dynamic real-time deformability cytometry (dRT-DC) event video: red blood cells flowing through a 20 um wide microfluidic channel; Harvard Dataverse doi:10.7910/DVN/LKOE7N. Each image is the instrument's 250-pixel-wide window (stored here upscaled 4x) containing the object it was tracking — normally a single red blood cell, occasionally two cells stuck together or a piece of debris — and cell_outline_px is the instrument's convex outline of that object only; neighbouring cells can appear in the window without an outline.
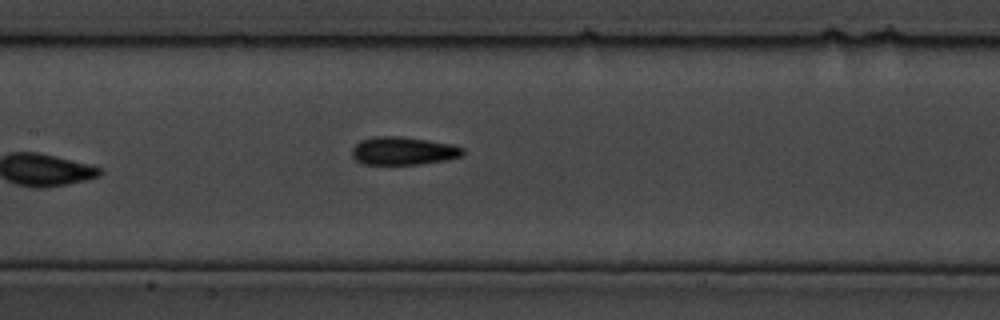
{"species": "common noctule bat (a hibernating species)", "species_latin": "Nyctalus noctula", "temperature_condition": "cold", "stored_images_in_passage": 8, "camera_frame_rate_fps": 3000, "um_per_image_px": 0.085, "animal": {"sex": "male", "body_mass_g": 19.5, "forearm_length_mm": 54.6}, "frame": {"image": 1, "passage_image": 8, "time_ms": 2.333, "image_size_px": [1000, 320], "cell_outline_px": [[464, 152], [460, 156], [444, 160], [420, 164], [364, 164], [356, 160], [352, 156], [352, 148], [360, 140], [372, 136], [400, 136], [428, 140], [452, 144], [464, 148]], "centroid_in_image_um": [34.25, 12.81], "position_along_channel_um": 173.2, "area_um2": 18.09}}